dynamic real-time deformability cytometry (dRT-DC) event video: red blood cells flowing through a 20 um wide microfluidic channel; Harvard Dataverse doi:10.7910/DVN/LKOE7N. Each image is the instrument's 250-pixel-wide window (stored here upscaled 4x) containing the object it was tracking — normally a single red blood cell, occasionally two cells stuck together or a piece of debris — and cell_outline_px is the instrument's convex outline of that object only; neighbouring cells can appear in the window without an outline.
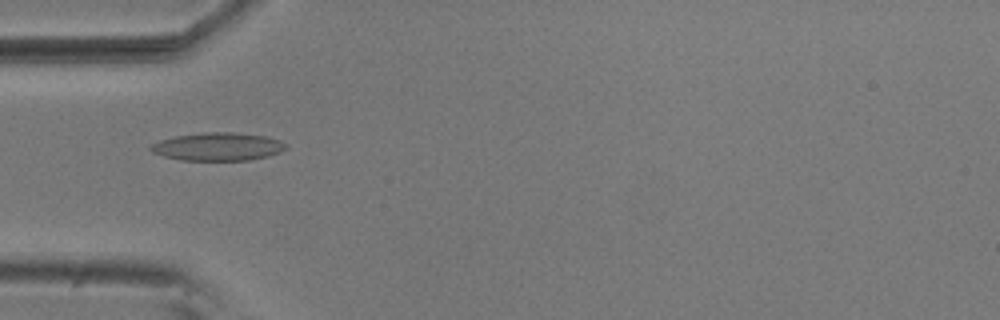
{"species": "common noctule bat (a hibernating species)", "species_latin": "Nyctalus noctula", "temperature_condition": "room temperature", "stored_images_in_passage": 9, "camera_frame_rate_fps": 3000, "um_per_image_px": 0.085, "animal": {"sex": "male", "body_mass_g": 20.5, "forearm_length_mm": 52.5}, "frame": {"image": 1, "passage_image": 4, "time_ms": 1.0, "image_size_px": [1000, 320], "cell_outline_px": [[288, 148], [280, 152], [268, 156], [248, 160], [180, 160], [164, 156], [152, 152], [148, 148], [152, 144], [160, 140], [176, 136], [204, 132], [232, 132], [268, 136], [280, 140], [288, 144]], "centroid_in_image_um": [18.56, 12.46], "position_along_channel_um": 66.4, "area_um2": 22.2}}
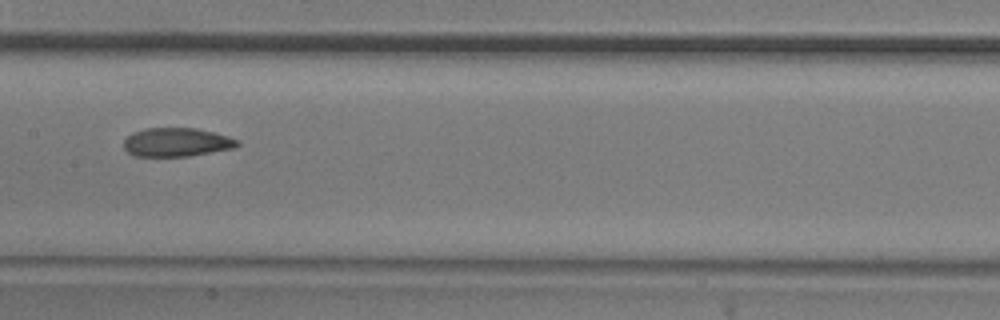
{"frame": {"image": 2, "passage_image": 7, "time_ms": 2.0, "image_size_px": [1000, 320], "cell_outline_px": [[240, 144], [236, 148], [188, 156], [132, 156], [124, 148], [124, 140], [132, 132], [144, 128], [196, 128], [228, 136], [240, 140]], "centroid_in_image_um": [15.02, 12.09], "position_along_channel_um": 192.4, "area_um2": 19.13}}
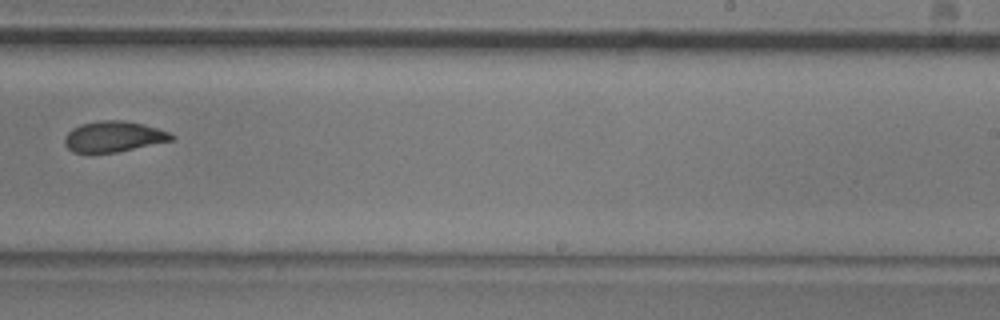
{"frame": {"image": 3, "passage_image": 9, "time_ms": 2.667, "image_size_px": [1000, 320], "cell_outline_px": [[176, 136], [172, 140], [116, 152], [72, 152], [64, 144], [64, 136], [72, 128], [80, 124], [104, 120], [124, 120], [144, 124], [168, 132]], "centroid_in_image_um": [9.63, 11.6], "position_along_channel_um": 279.4, "area_um2": 18.96}}